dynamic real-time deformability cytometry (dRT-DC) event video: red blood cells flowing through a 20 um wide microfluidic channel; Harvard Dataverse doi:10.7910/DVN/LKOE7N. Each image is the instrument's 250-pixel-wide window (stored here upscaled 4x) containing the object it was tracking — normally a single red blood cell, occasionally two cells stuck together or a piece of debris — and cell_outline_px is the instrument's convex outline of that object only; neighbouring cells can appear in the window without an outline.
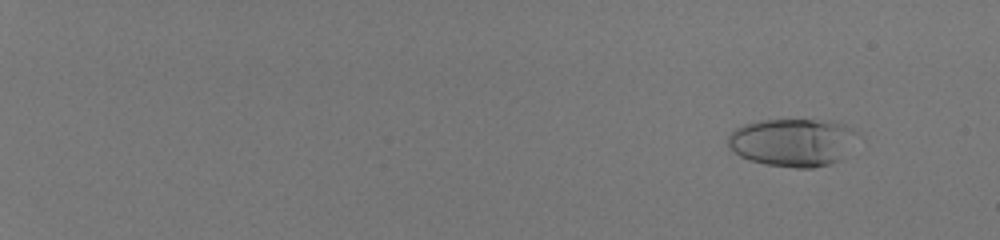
{"species": "human", "species_latin": "Homo sapiens", "temperature_condition": "room temperature", "stored_images_in_passage": 58, "camera_frame_rate_fps": 3000, "um_per_image_px": 0.085, "donor": {"sex": "male"}, "frame": {"image": 1, "passage_image": 7, "time_ms": 2.0, "image_size_px": [1000, 240], "cell_outline_px": [[856, 132], [836, 160], [828, 164], [812, 168], [796, 168], [768, 164], [748, 160], [740, 156], [728, 144], [728, 136], [736, 128], [744, 124], [760, 120], [812, 120], [844, 124], [856, 128]], "centroid_in_image_um": [67.26, 12.08], "position_along_channel_um": 17.7, "area_um2": 34.97}}
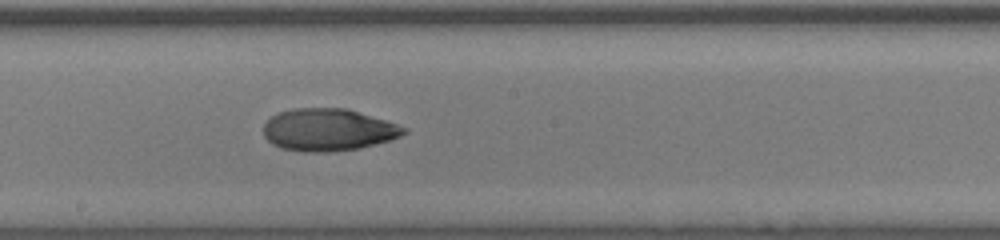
{"frame": {"image": 2, "passage_image": 39, "time_ms": 12.667, "image_size_px": [1000, 240], "cell_outline_px": [[408, 132], [400, 136], [388, 140], [360, 148], [328, 152], [304, 152], [280, 148], [272, 144], [264, 136], [264, 124], [272, 116], [280, 112], [296, 108], [348, 108], [408, 128]], "centroid_in_image_um": [27.89, 11.04], "position_along_channel_um": 220.3, "area_um2": 34.45}}
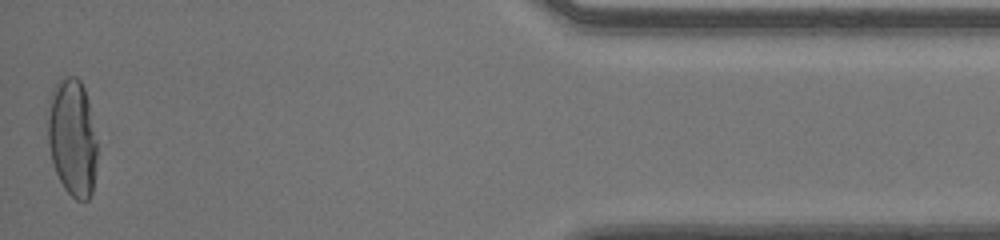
{"frame": {"image": 3, "passage_image": 58, "time_ms": 19.0, "image_size_px": [1000, 240], "cell_outline_px": [[96, 164], [92, 192], [88, 200], [76, 200], [64, 188], [56, 172], [52, 160], [48, 144], [48, 116], [52, 88], [60, 80], [68, 76], [76, 76], [80, 80], [84, 88], [88, 100], [96, 140]], "centroid_in_image_um": [6.15, 11.7], "position_along_channel_um": 429.1, "area_um2": 33.52}, "authors_computed_cell_mechanics": {"area_um2": 33.8997, "velocity_mm_per_s": 4.0969, "shape_relaxation_time_tau1_ms": 9.8569, "shape_relaxation_time_tau2_ms": null, "deformation_change_tau1": 0.3459, "deformation_change_tau2": null}}